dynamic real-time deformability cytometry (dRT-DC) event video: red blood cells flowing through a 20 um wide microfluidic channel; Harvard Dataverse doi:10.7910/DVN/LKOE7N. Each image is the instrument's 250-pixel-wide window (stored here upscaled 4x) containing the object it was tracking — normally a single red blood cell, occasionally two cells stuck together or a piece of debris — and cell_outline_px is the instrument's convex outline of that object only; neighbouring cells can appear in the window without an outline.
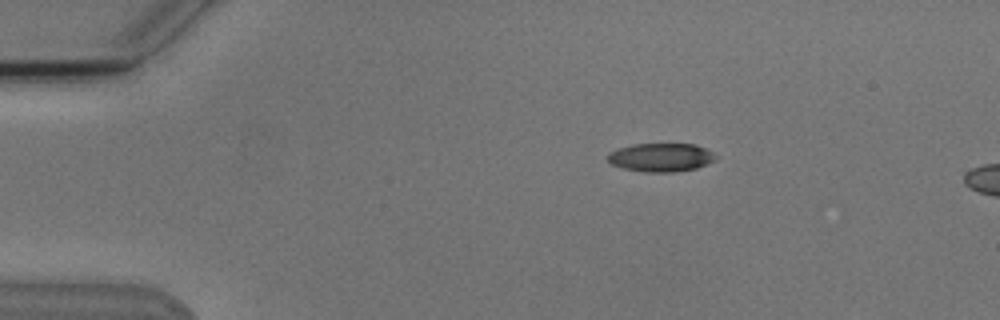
{"species": "Egyptian fruit bat (a non-hibernating species)", "species_latin": "Rousettus aegyptiacus", "temperature_condition": "cold", "stored_images_in_passage": 3, "camera_frame_rate_fps": 3000, "um_per_image_px": 0.085, "animal": {"sex": "male"}, "frame": {"image": 1, "passage_image": 1, "time_ms": 0.0, "image_size_px": [1000, 320], "cell_outline_px": [[716, 160], [696, 168], [672, 172], [644, 172], [624, 168], [612, 164], [608, 160], [608, 152], [632, 144], [696, 144], [712, 152], [716, 156]], "centroid_in_image_um": [56.18, 13.37], "position_along_channel_um": 28.8, "area_um2": 17.8}}